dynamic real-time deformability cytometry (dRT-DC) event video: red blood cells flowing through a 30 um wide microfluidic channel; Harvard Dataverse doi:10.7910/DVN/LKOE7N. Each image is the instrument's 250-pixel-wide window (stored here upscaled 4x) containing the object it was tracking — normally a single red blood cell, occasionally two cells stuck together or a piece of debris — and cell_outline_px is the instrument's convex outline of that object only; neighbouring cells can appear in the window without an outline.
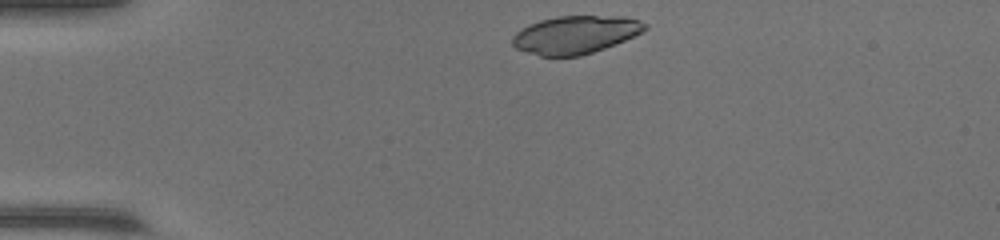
{"species": "common noctule bat (a hibernating species)", "species_latin": "Nyctalus noctula", "temperature_condition": "warm", "stored_images_in_passage": 38, "camera_frame_rate_fps": 3000, "um_per_image_px": 0.085, "animal": {"sex": "female", "body_mass_g": 17.0, "forearm_length_mm": 48.0}, "frame": {"image": 1, "passage_image": 1, "time_ms": 0.0, "image_size_px": [1000, 240], "cell_outline_px": [[648, 28], [644, 32], [604, 48], [580, 56], [540, 56], [516, 48], [512, 44], [512, 36], [520, 28], [528, 24], [540, 20], [556, 16], [624, 16], [640, 20], [648, 24]], "centroid_in_image_um": [48.92, 2.94], "position_along_channel_um": 36.1, "area_um2": 29.42}}
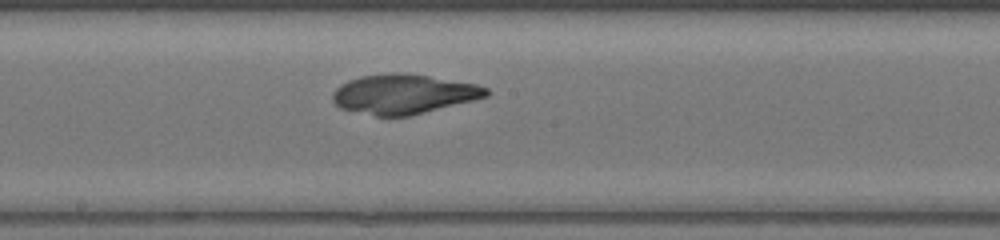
{"frame": {"image": 2, "passage_image": 17, "time_ms": 5.333, "image_size_px": [1000, 240], "cell_outline_px": [[488, 96], [408, 116], [376, 116], [340, 108], [332, 100], [332, 92], [340, 84], [348, 80], [360, 76], [392, 72], [396, 72], [428, 76], [476, 84], [488, 88]], "centroid_in_image_um": [34.25, 7.99], "position_along_channel_um": 214.0, "area_um2": 35.14}}
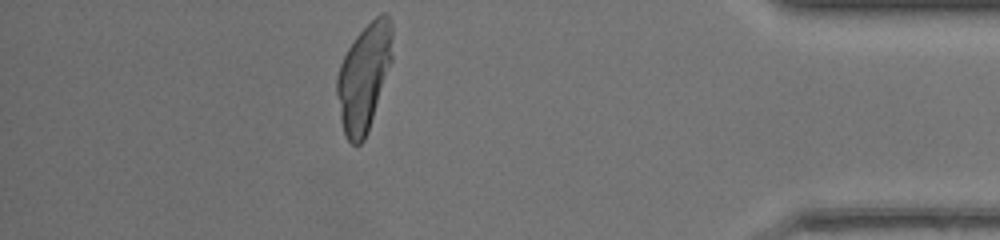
{"frame": {"image": 3, "passage_image": 33, "time_ms": 10.667, "image_size_px": [1000, 240], "cell_outline_px": [[392, 60], [368, 132], [364, 140], [360, 144], [352, 144], [348, 140], [344, 132], [340, 120], [336, 92], [336, 76], [340, 64], [348, 48], [356, 36], [380, 12], [384, 12], [392, 20]], "centroid_in_image_um": [30.93, 6.55], "position_along_channel_um": 404.3, "area_um2": 34.62}}